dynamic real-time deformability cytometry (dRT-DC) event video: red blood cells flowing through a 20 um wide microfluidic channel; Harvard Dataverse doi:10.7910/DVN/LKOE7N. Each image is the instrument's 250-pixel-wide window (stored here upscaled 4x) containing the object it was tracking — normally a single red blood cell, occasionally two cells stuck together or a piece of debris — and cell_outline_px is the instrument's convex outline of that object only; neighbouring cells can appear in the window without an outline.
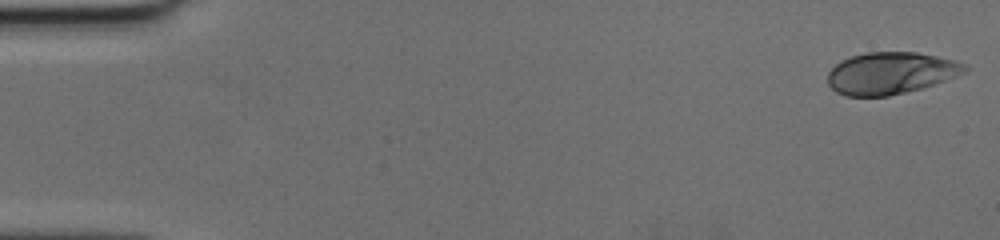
{"species": "human", "species_latin": "Homo sapiens", "temperature_condition": "cold", "stored_images_in_passage": 49, "camera_frame_rate_fps": 3000, "um_per_image_px": 0.085, "donor": {"sex": "female"}, "frame": {"image": 1, "passage_image": 1, "time_ms": 0.0, "image_size_px": [1000, 240], "cell_outline_px": [[968, 72], [920, 88], [888, 96], [844, 96], [836, 92], [828, 84], [828, 72], [840, 60], [852, 56], [868, 52], [916, 52], [956, 60], [964, 64], [968, 68]], "centroid_in_image_um": [75.69, 6.21], "position_along_channel_um": 9.3, "area_um2": 33.35}}
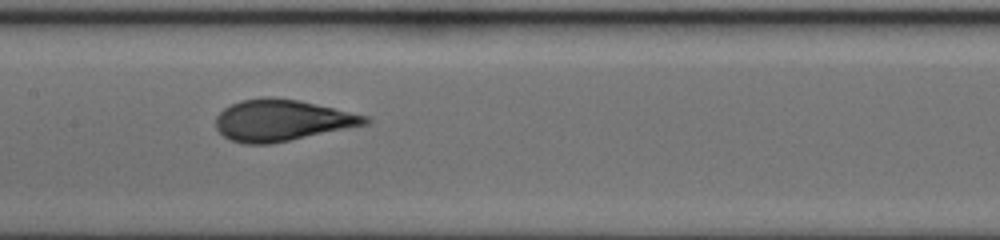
{"frame": {"image": 2, "passage_image": 25, "time_ms": 8.0, "image_size_px": [1000, 240], "cell_outline_px": [[372, 120], [368, 124], [268, 144], [244, 144], [232, 140], [224, 136], [216, 128], [216, 116], [224, 108], [240, 100], [264, 96], [300, 100], [368, 116]], "centroid_in_image_um": [23.95, 10.21], "position_along_channel_um": 183.5, "area_um2": 35.78}}
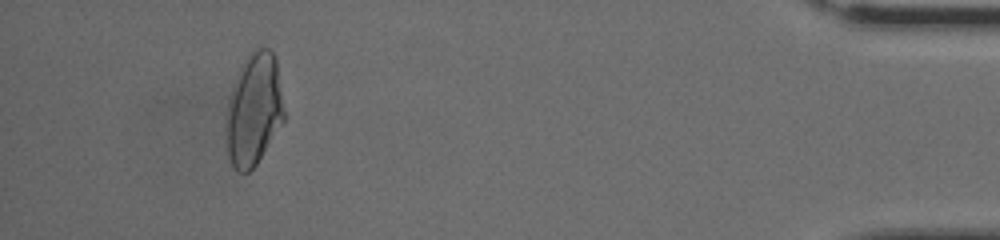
{"frame": {"image": 3, "passage_image": 46, "time_ms": 15.0, "image_size_px": [1000, 240], "cell_outline_px": [[284, 120], [256, 164], [248, 172], [236, 172], [232, 168], [228, 156], [224, 124], [224, 116], [228, 100], [240, 64], [252, 48], [256, 44], [268, 48], [272, 52], [276, 60], [284, 112]], "centroid_in_image_um": [21.53, 9.28], "position_along_channel_um": 413.7, "area_um2": 38.55}}